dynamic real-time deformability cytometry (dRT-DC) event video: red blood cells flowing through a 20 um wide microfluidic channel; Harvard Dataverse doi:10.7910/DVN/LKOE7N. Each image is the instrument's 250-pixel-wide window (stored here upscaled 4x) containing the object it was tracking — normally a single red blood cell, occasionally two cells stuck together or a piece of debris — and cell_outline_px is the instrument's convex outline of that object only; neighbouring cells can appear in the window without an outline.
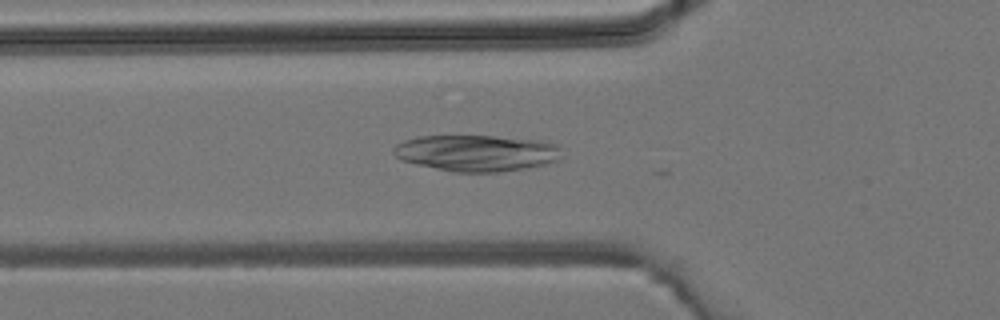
{"species": "common noctule bat (a hibernating species)", "species_latin": "Nyctalus noctula", "temperature_condition": "room temperature", "stored_images_in_passage": 14, "camera_frame_rate_fps": 3000, "um_per_image_px": 0.085, "animal": {"sex": "male", "body_mass_g": 19.2, "forearm_length_mm": 51.8}, "frame": {"image": 1, "passage_image": 11, "time_ms": 3.333, "image_size_px": [1000, 320], "cell_outline_px": [[560, 156], [556, 160], [544, 164], [528, 168], [500, 172], [452, 172], [416, 164], [400, 160], [392, 152], [392, 148], [396, 144], [404, 140], [420, 136], [492, 136], [548, 140], [560, 144]], "centroid_in_image_um": [40.53, 13.0], "position_along_channel_um": 85.3, "area_um2": 36.01}}
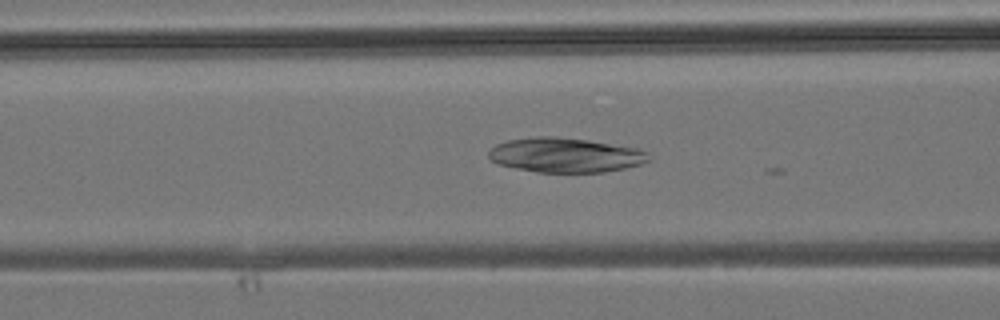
{"frame": {"image": 2, "passage_image": 13, "time_ms": 4.0, "image_size_px": [1000, 320], "cell_outline_px": [[648, 160], [640, 164], [624, 168], [604, 172], [536, 172], [516, 168], [500, 164], [492, 160], [488, 156], [488, 152], [496, 144], [508, 140], [536, 136], [556, 136], [588, 140], [640, 148], [648, 152]], "centroid_in_image_um": [48.06, 13.17], "position_along_channel_um": 118.5, "area_um2": 32.19}}